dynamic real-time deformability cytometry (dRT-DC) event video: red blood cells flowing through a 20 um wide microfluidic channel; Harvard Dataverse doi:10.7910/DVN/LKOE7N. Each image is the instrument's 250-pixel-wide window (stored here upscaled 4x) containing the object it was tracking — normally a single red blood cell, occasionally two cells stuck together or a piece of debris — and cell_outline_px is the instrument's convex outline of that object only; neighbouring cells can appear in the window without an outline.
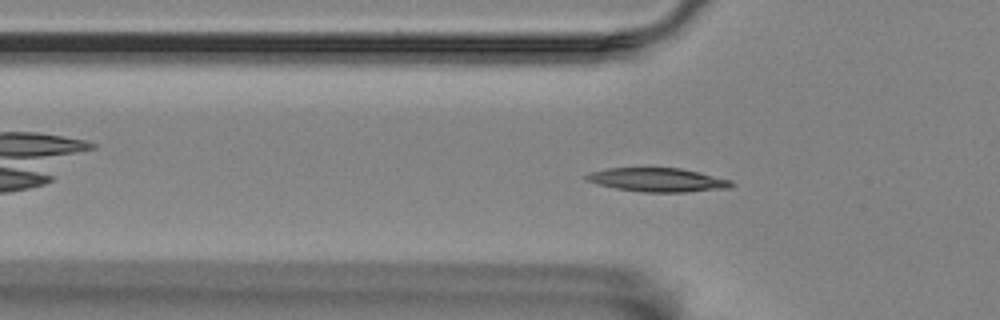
{"species": "Egyptian fruit bat (a non-hibernating species)", "species_latin": "Rousettus aegyptiacus", "temperature_condition": "room temperature", "stored_images_in_passage": 51, "camera_frame_rate_fps": 3000, "um_per_image_px": 0.085, "animal": {"sex": "female"}, "frame": {"image": 1, "passage_image": 12, "time_ms": 3.667, "image_size_px": [1000, 320], "cell_outline_px": [[736, 184], [732, 188], [684, 192], [644, 192], [616, 188], [584, 180], [584, 176], [592, 172], [608, 168], [680, 168], [732, 180]], "centroid_in_image_um": [55.95, 15.29], "position_along_channel_um": 69.9, "area_um2": 20.0}}
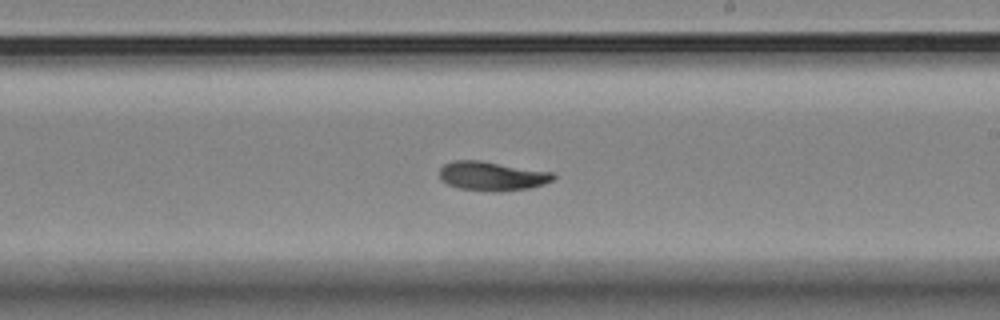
{"frame": {"image": 2, "passage_image": 27, "time_ms": 8.667, "image_size_px": [1000, 320], "cell_outline_px": [[556, 176], [552, 180], [544, 184], [528, 188], [500, 192], [492, 192], [460, 188], [448, 184], [440, 180], [440, 168], [444, 164], [456, 160], [480, 160], [552, 172]], "centroid_in_image_um": [41.81, 14.97], "position_along_channel_um": 247.2, "area_um2": 19.31}}
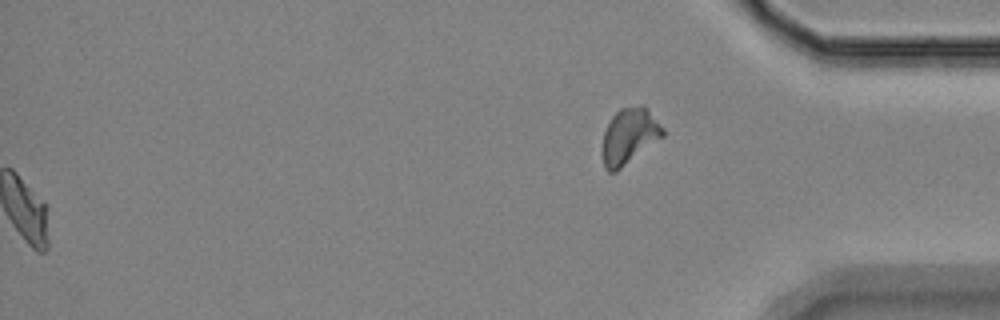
{"frame": {"image": 3, "passage_image": 51, "time_ms": 16.667, "image_size_px": [1000, 320], "cell_outline_px": [[664, 136], [616, 172], [608, 172], [604, 168], [604, 132], [612, 116], [620, 108], [640, 104], [644, 104], [664, 128]], "centroid_in_image_um": [53.52, 11.54], "position_along_channel_um": 381.7, "area_um2": 19.54}, "authors_computed_cell_mechanics": {"area_um2": 19.0162, "velocity_mm_per_s": 3.5334, "shape_relaxation_time_tau1_ms": 4.0743, "shape_relaxation_time_tau2_ms": null, "deformation_change_tau1": 0.1368, "deformation_change_tau2": null}}